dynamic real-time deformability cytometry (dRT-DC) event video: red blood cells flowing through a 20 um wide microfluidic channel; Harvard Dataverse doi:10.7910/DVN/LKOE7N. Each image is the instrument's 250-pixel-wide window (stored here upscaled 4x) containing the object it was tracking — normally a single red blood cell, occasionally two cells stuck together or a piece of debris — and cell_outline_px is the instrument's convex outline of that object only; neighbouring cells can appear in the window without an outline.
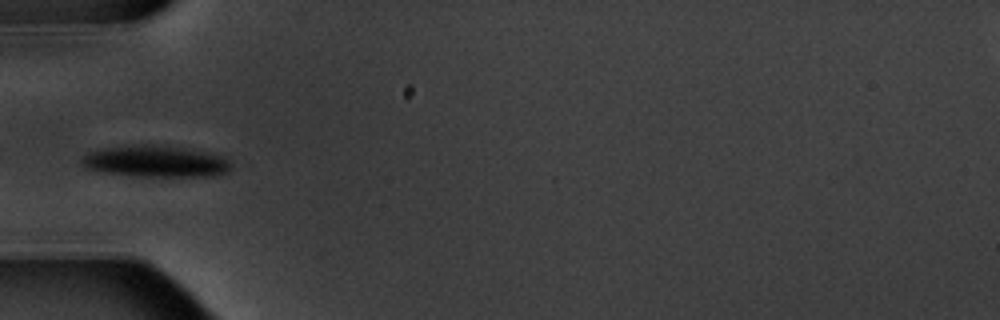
{"species": "common noctule bat (a hibernating species)", "species_latin": "Nyctalus noctula", "temperature_condition": "warm", "stored_images_in_passage": 6, "camera_frame_rate_fps": 3000, "um_per_image_px": 0.085, "animal": {"sex": "male", "body_mass_g": 20.1, "forearm_length_mm": 53.5}, "frame": {"image": 1, "passage_image": 6, "time_ms": 6.0, "image_size_px": [1000, 320], "cell_outline_px": [[232, 168], [228, 172], [216, 176], [132, 176], [100, 172], [84, 168], [80, 164], [80, 160], [88, 152], [104, 148], [144, 144], [152, 144], [180, 148], [204, 152], [224, 156], [232, 164]], "centroid_in_image_um": [13.2, 13.73], "position_along_channel_um": 71.8, "area_um2": 27.57}}